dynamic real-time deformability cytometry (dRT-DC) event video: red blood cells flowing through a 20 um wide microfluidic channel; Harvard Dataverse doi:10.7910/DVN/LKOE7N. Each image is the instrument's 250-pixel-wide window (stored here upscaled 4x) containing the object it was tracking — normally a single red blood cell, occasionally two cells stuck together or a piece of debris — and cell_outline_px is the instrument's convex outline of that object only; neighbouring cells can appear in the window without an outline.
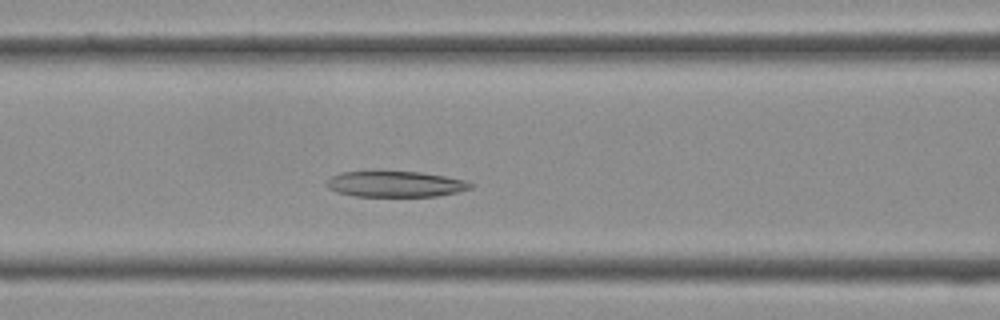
{"species": "Egyptian fruit bat (a non-hibernating species)", "species_latin": "Rousettus aegyptiacus", "temperature_condition": "cold", "stored_images_in_passage": 29, "camera_frame_rate_fps": 3000, "um_per_image_px": 0.085, "frame": {"image": 1, "passage_image": 6, "time_ms": 1.667, "image_size_px": [1000, 320], "cell_outline_px": [[476, 184], [472, 188], [456, 192], [436, 196], [356, 196], [336, 192], [328, 188], [324, 184], [324, 180], [340, 172], [376, 168], [420, 172], [444, 176], [464, 180]], "centroid_in_image_um": [33.51, 15.59], "position_along_channel_um": 133.1, "area_um2": 22.77}}
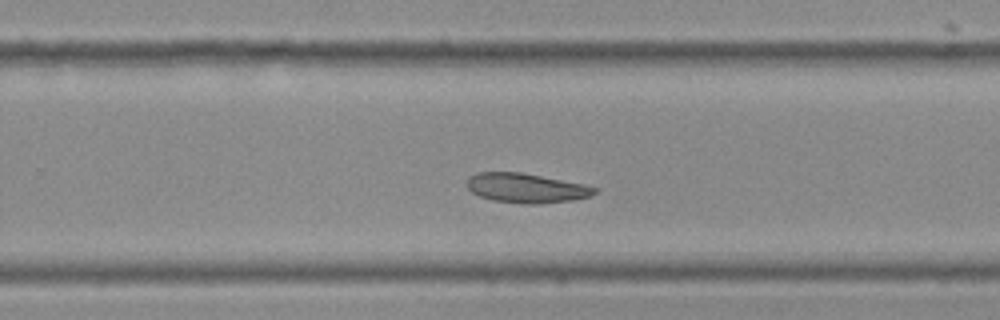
{"frame": {"image": 2, "passage_image": 15, "time_ms": 4.667, "image_size_px": [1000, 320], "cell_outline_px": [[596, 192], [592, 196], [572, 200], [532, 204], [528, 204], [492, 200], [480, 196], [472, 192], [468, 188], [468, 176], [476, 172], [520, 172], [584, 184], [596, 188]], "centroid_in_image_um": [44.71, 15.98], "position_along_channel_um": 285.1, "area_um2": 21.73}}
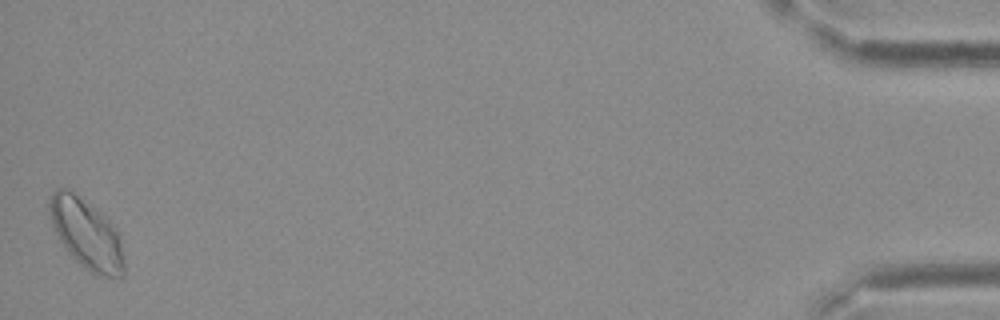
{"frame": {"image": 3, "passage_image": 29, "time_ms": 9.333, "image_size_px": [1000, 320], "cell_outline_px": [[124, 276], [96, 276], [84, 268], [68, 252], [60, 240], [52, 224], [48, 208], [48, 200], [52, 192], [56, 188], [72, 188], [100, 212], [120, 232], [124, 260]], "centroid_in_image_um": [7.35, 19.84], "position_along_channel_um": 427.9, "area_um2": 30.81}}